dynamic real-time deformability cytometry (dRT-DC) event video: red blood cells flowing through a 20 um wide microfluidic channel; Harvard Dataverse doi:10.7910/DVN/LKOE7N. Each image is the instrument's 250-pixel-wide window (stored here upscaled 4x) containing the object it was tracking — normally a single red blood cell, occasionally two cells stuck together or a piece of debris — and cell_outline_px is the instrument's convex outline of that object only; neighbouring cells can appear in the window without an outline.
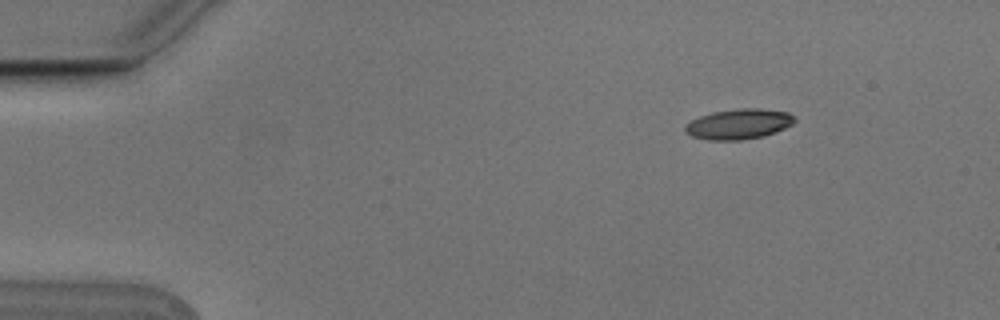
{"species": "Egyptian fruit bat (a non-hibernating species)", "species_latin": "Rousettus aegyptiacus", "temperature_condition": "cold", "stored_images_in_passage": 5, "camera_frame_rate_fps": 3000, "um_per_image_px": 0.085, "animal": {"sex": "male"}, "frame": {"image": 1, "passage_image": 1, "time_ms": 0.0, "image_size_px": [1000, 320], "cell_outline_px": [[796, 120], [792, 124], [776, 132], [764, 136], [740, 140], [708, 140], [692, 136], [684, 132], [684, 128], [692, 120], [700, 116], [712, 112], [740, 108], [760, 108], [788, 112]], "centroid_in_image_um": [62.79, 10.54], "position_along_channel_um": 22.2, "area_um2": 19.25}}
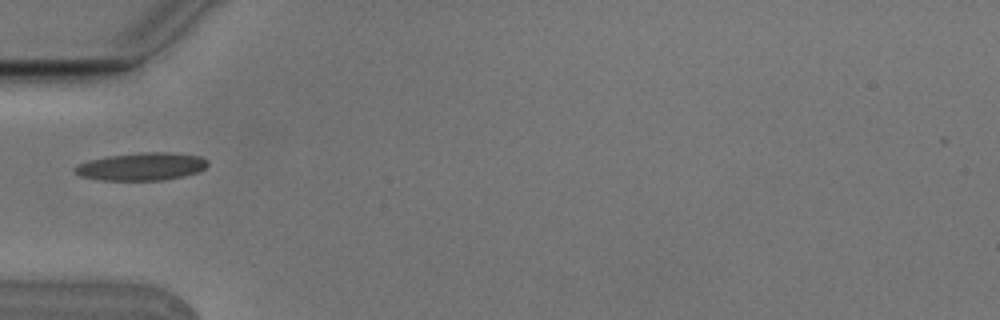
{"frame": {"image": 2, "passage_image": 4, "time_ms": 1.0, "image_size_px": [1000, 320], "cell_outline_px": [[208, 164], [204, 168], [196, 172], [184, 176], [164, 180], [100, 180], [80, 176], [72, 168], [88, 160], [108, 156], [144, 152], [172, 152], [200, 156], [208, 160]], "centroid_in_image_um": [12.04, 14.15], "position_along_channel_um": 73.0, "area_um2": 21.44}}